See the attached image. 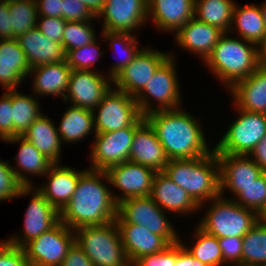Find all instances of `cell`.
I'll use <instances>...</instances> for the list:
<instances>
[{"mask_svg":"<svg viewBox=\"0 0 266 266\" xmlns=\"http://www.w3.org/2000/svg\"><path fill=\"white\" fill-rule=\"evenodd\" d=\"M103 179L110 183L105 170H84L73 196L59 212V221L73 230L114 221L117 203Z\"/></svg>","mask_w":266,"mask_h":266,"instance_id":"1","label":"cell"},{"mask_svg":"<svg viewBox=\"0 0 266 266\" xmlns=\"http://www.w3.org/2000/svg\"><path fill=\"white\" fill-rule=\"evenodd\" d=\"M154 129L169 160L192 159L212 153L200 124L181 108L157 110L144 116Z\"/></svg>","mask_w":266,"mask_h":266,"instance_id":"2","label":"cell"},{"mask_svg":"<svg viewBox=\"0 0 266 266\" xmlns=\"http://www.w3.org/2000/svg\"><path fill=\"white\" fill-rule=\"evenodd\" d=\"M200 206L220 194V166L216 152L192 159H172L163 171Z\"/></svg>","mask_w":266,"mask_h":266,"instance_id":"3","label":"cell"},{"mask_svg":"<svg viewBox=\"0 0 266 266\" xmlns=\"http://www.w3.org/2000/svg\"><path fill=\"white\" fill-rule=\"evenodd\" d=\"M224 33L204 63L219 80L231 89L237 82L247 78L259 66L257 45L229 38ZM228 85V86H227Z\"/></svg>","mask_w":266,"mask_h":266,"instance_id":"4","label":"cell"},{"mask_svg":"<svg viewBox=\"0 0 266 266\" xmlns=\"http://www.w3.org/2000/svg\"><path fill=\"white\" fill-rule=\"evenodd\" d=\"M75 243L94 266H126L129 261L115 220L105 225L75 229Z\"/></svg>","mask_w":266,"mask_h":266,"instance_id":"5","label":"cell"},{"mask_svg":"<svg viewBox=\"0 0 266 266\" xmlns=\"http://www.w3.org/2000/svg\"><path fill=\"white\" fill-rule=\"evenodd\" d=\"M212 201L198 226L217 238L243 237L260 220L255 211L241 206L235 199L226 200L219 195Z\"/></svg>","mask_w":266,"mask_h":266,"instance_id":"6","label":"cell"},{"mask_svg":"<svg viewBox=\"0 0 266 266\" xmlns=\"http://www.w3.org/2000/svg\"><path fill=\"white\" fill-rule=\"evenodd\" d=\"M96 109L99 111L93 110L95 133L140 126L145 121L135 98L117 89L111 88Z\"/></svg>","mask_w":266,"mask_h":266,"instance_id":"7","label":"cell"},{"mask_svg":"<svg viewBox=\"0 0 266 266\" xmlns=\"http://www.w3.org/2000/svg\"><path fill=\"white\" fill-rule=\"evenodd\" d=\"M163 212L150 196L131 197L117 204L115 223L142 225L152 233L162 236L169 244L180 242Z\"/></svg>","mask_w":266,"mask_h":266,"instance_id":"8","label":"cell"},{"mask_svg":"<svg viewBox=\"0 0 266 266\" xmlns=\"http://www.w3.org/2000/svg\"><path fill=\"white\" fill-rule=\"evenodd\" d=\"M237 110L241 114L214 147L216 154L249 155L266 135L265 113Z\"/></svg>","mask_w":266,"mask_h":266,"instance_id":"9","label":"cell"},{"mask_svg":"<svg viewBox=\"0 0 266 266\" xmlns=\"http://www.w3.org/2000/svg\"><path fill=\"white\" fill-rule=\"evenodd\" d=\"M171 55L158 67L145 87L134 97L143 116L157 110L177 109L180 106V90ZM147 95H146V94ZM157 100L158 107L152 108L147 97Z\"/></svg>","mask_w":266,"mask_h":266,"instance_id":"10","label":"cell"},{"mask_svg":"<svg viewBox=\"0 0 266 266\" xmlns=\"http://www.w3.org/2000/svg\"><path fill=\"white\" fill-rule=\"evenodd\" d=\"M73 231L59 221L49 231L26 243L22 248L29 266H61L75 243Z\"/></svg>","mask_w":266,"mask_h":266,"instance_id":"11","label":"cell"},{"mask_svg":"<svg viewBox=\"0 0 266 266\" xmlns=\"http://www.w3.org/2000/svg\"><path fill=\"white\" fill-rule=\"evenodd\" d=\"M139 126H130L107 133H95L91 150L93 170H107L110 166L129 161L134 133Z\"/></svg>","mask_w":266,"mask_h":266,"instance_id":"12","label":"cell"},{"mask_svg":"<svg viewBox=\"0 0 266 266\" xmlns=\"http://www.w3.org/2000/svg\"><path fill=\"white\" fill-rule=\"evenodd\" d=\"M170 56L153 49H142L137 56L113 78L117 90L135 97L148 83L158 67Z\"/></svg>","mask_w":266,"mask_h":266,"instance_id":"13","label":"cell"},{"mask_svg":"<svg viewBox=\"0 0 266 266\" xmlns=\"http://www.w3.org/2000/svg\"><path fill=\"white\" fill-rule=\"evenodd\" d=\"M108 174L110 184L122 191V196H113L118 204L131 197H147L151 195L155 171L145 165L130 161L110 166Z\"/></svg>","mask_w":266,"mask_h":266,"instance_id":"14","label":"cell"},{"mask_svg":"<svg viewBox=\"0 0 266 266\" xmlns=\"http://www.w3.org/2000/svg\"><path fill=\"white\" fill-rule=\"evenodd\" d=\"M101 16H104L103 31L132 33L146 23L148 0H104L96 18Z\"/></svg>","mask_w":266,"mask_h":266,"instance_id":"15","label":"cell"},{"mask_svg":"<svg viewBox=\"0 0 266 266\" xmlns=\"http://www.w3.org/2000/svg\"><path fill=\"white\" fill-rule=\"evenodd\" d=\"M111 89L109 79L93 69L91 71L72 70L68 90L64 97L73 106L94 110ZM69 98V99H68Z\"/></svg>","mask_w":266,"mask_h":266,"instance_id":"16","label":"cell"},{"mask_svg":"<svg viewBox=\"0 0 266 266\" xmlns=\"http://www.w3.org/2000/svg\"><path fill=\"white\" fill-rule=\"evenodd\" d=\"M26 210L24 220V238L15 235L6 240L9 244L22 248L30 240L49 231L59 222V212L36 189Z\"/></svg>","mask_w":266,"mask_h":266,"instance_id":"17","label":"cell"},{"mask_svg":"<svg viewBox=\"0 0 266 266\" xmlns=\"http://www.w3.org/2000/svg\"><path fill=\"white\" fill-rule=\"evenodd\" d=\"M220 166V194L229 189L237 195L263 173L248 155L217 154Z\"/></svg>","mask_w":266,"mask_h":266,"instance_id":"18","label":"cell"},{"mask_svg":"<svg viewBox=\"0 0 266 266\" xmlns=\"http://www.w3.org/2000/svg\"><path fill=\"white\" fill-rule=\"evenodd\" d=\"M129 161L163 172L168 164L164 147L152 126L145 120L134 133Z\"/></svg>","mask_w":266,"mask_h":266,"instance_id":"19","label":"cell"},{"mask_svg":"<svg viewBox=\"0 0 266 266\" xmlns=\"http://www.w3.org/2000/svg\"><path fill=\"white\" fill-rule=\"evenodd\" d=\"M116 225L129 263H134L142 256L161 252L170 245L162 236L152 233L145 226L133 223Z\"/></svg>","mask_w":266,"mask_h":266,"instance_id":"20","label":"cell"},{"mask_svg":"<svg viewBox=\"0 0 266 266\" xmlns=\"http://www.w3.org/2000/svg\"><path fill=\"white\" fill-rule=\"evenodd\" d=\"M30 68L66 61V50L60 43L50 40L35 27L17 38Z\"/></svg>","mask_w":266,"mask_h":266,"instance_id":"21","label":"cell"},{"mask_svg":"<svg viewBox=\"0 0 266 266\" xmlns=\"http://www.w3.org/2000/svg\"><path fill=\"white\" fill-rule=\"evenodd\" d=\"M223 34L217 27L193 17L176 32L175 38L182 48L200 54L205 62Z\"/></svg>","mask_w":266,"mask_h":266,"instance_id":"22","label":"cell"},{"mask_svg":"<svg viewBox=\"0 0 266 266\" xmlns=\"http://www.w3.org/2000/svg\"><path fill=\"white\" fill-rule=\"evenodd\" d=\"M83 172L84 170L77 172L70 167L54 163L45 175H48L49 183L37 190L60 212L73 196Z\"/></svg>","mask_w":266,"mask_h":266,"instance_id":"23","label":"cell"},{"mask_svg":"<svg viewBox=\"0 0 266 266\" xmlns=\"http://www.w3.org/2000/svg\"><path fill=\"white\" fill-rule=\"evenodd\" d=\"M150 197L162 210L178 214H190L200 208L187 191L175 184L164 172L155 173Z\"/></svg>","mask_w":266,"mask_h":266,"instance_id":"24","label":"cell"},{"mask_svg":"<svg viewBox=\"0 0 266 266\" xmlns=\"http://www.w3.org/2000/svg\"><path fill=\"white\" fill-rule=\"evenodd\" d=\"M195 0H148V16L158 29L177 32L194 17Z\"/></svg>","mask_w":266,"mask_h":266,"instance_id":"25","label":"cell"},{"mask_svg":"<svg viewBox=\"0 0 266 266\" xmlns=\"http://www.w3.org/2000/svg\"><path fill=\"white\" fill-rule=\"evenodd\" d=\"M30 69L17 39H0V84L6 90L16 89Z\"/></svg>","mask_w":266,"mask_h":266,"instance_id":"26","label":"cell"},{"mask_svg":"<svg viewBox=\"0 0 266 266\" xmlns=\"http://www.w3.org/2000/svg\"><path fill=\"white\" fill-rule=\"evenodd\" d=\"M229 91L239 109L266 114V67L259 66Z\"/></svg>","mask_w":266,"mask_h":266,"instance_id":"27","label":"cell"},{"mask_svg":"<svg viewBox=\"0 0 266 266\" xmlns=\"http://www.w3.org/2000/svg\"><path fill=\"white\" fill-rule=\"evenodd\" d=\"M35 72L33 83L34 94L66 95L72 69L66 61L40 65L30 69L29 75Z\"/></svg>","mask_w":266,"mask_h":266,"instance_id":"28","label":"cell"},{"mask_svg":"<svg viewBox=\"0 0 266 266\" xmlns=\"http://www.w3.org/2000/svg\"><path fill=\"white\" fill-rule=\"evenodd\" d=\"M21 136L53 163H59L62 141L49 117L41 114Z\"/></svg>","mask_w":266,"mask_h":266,"instance_id":"29","label":"cell"},{"mask_svg":"<svg viewBox=\"0 0 266 266\" xmlns=\"http://www.w3.org/2000/svg\"><path fill=\"white\" fill-rule=\"evenodd\" d=\"M7 141L21 143L17 158H13L17 161L19 170L17 168H13V170L18 180L24 186H32V182L23 173L27 174L28 172V174H39L40 176L46 175L50 167L54 164L22 136H14L5 140V142Z\"/></svg>","mask_w":266,"mask_h":266,"instance_id":"30","label":"cell"},{"mask_svg":"<svg viewBox=\"0 0 266 266\" xmlns=\"http://www.w3.org/2000/svg\"><path fill=\"white\" fill-rule=\"evenodd\" d=\"M60 122L57 131L63 142L76 143L95 129L93 111L73 105L67 109Z\"/></svg>","mask_w":266,"mask_h":266,"instance_id":"31","label":"cell"},{"mask_svg":"<svg viewBox=\"0 0 266 266\" xmlns=\"http://www.w3.org/2000/svg\"><path fill=\"white\" fill-rule=\"evenodd\" d=\"M234 6L233 0H195L194 17L227 33L232 29Z\"/></svg>","mask_w":266,"mask_h":266,"instance_id":"32","label":"cell"},{"mask_svg":"<svg viewBox=\"0 0 266 266\" xmlns=\"http://www.w3.org/2000/svg\"><path fill=\"white\" fill-rule=\"evenodd\" d=\"M233 24L239 31L241 39L258 45L266 33L263 15L260 6L246 5L239 8L235 4L233 9Z\"/></svg>","mask_w":266,"mask_h":266,"instance_id":"33","label":"cell"},{"mask_svg":"<svg viewBox=\"0 0 266 266\" xmlns=\"http://www.w3.org/2000/svg\"><path fill=\"white\" fill-rule=\"evenodd\" d=\"M16 90H12V120L14 136H21L42 113L37 99Z\"/></svg>","mask_w":266,"mask_h":266,"instance_id":"34","label":"cell"},{"mask_svg":"<svg viewBox=\"0 0 266 266\" xmlns=\"http://www.w3.org/2000/svg\"><path fill=\"white\" fill-rule=\"evenodd\" d=\"M266 262V222L259 220L244 236L242 266H258Z\"/></svg>","mask_w":266,"mask_h":266,"instance_id":"35","label":"cell"},{"mask_svg":"<svg viewBox=\"0 0 266 266\" xmlns=\"http://www.w3.org/2000/svg\"><path fill=\"white\" fill-rule=\"evenodd\" d=\"M196 228L195 240L197 239V242L191 249H186L194 258L200 260L207 266L224 265L218 238L205 232L199 226Z\"/></svg>","mask_w":266,"mask_h":266,"instance_id":"36","label":"cell"},{"mask_svg":"<svg viewBox=\"0 0 266 266\" xmlns=\"http://www.w3.org/2000/svg\"><path fill=\"white\" fill-rule=\"evenodd\" d=\"M8 6L13 38H17L37 26L39 15L35 0L14 1L10 2Z\"/></svg>","mask_w":266,"mask_h":266,"instance_id":"37","label":"cell"},{"mask_svg":"<svg viewBox=\"0 0 266 266\" xmlns=\"http://www.w3.org/2000/svg\"><path fill=\"white\" fill-rule=\"evenodd\" d=\"M103 36L108 41H111L112 49H121L125 54L124 58L122 57L121 60H119L117 63H114V66L112 65V69H110V80L111 84L113 82V78L116 77L136 56L137 54L142 50L138 49L137 47V40L134 37V35H131L130 32H109V31H102ZM116 46L118 48H116ZM119 53V52H117Z\"/></svg>","mask_w":266,"mask_h":266,"instance_id":"38","label":"cell"},{"mask_svg":"<svg viewBox=\"0 0 266 266\" xmlns=\"http://www.w3.org/2000/svg\"><path fill=\"white\" fill-rule=\"evenodd\" d=\"M236 196V203L261 216L266 210V172H263L255 182L241 187V192Z\"/></svg>","mask_w":266,"mask_h":266,"instance_id":"39","label":"cell"},{"mask_svg":"<svg viewBox=\"0 0 266 266\" xmlns=\"http://www.w3.org/2000/svg\"><path fill=\"white\" fill-rule=\"evenodd\" d=\"M94 28L89 21H66L62 45L66 52L83 47L96 40Z\"/></svg>","mask_w":266,"mask_h":266,"instance_id":"40","label":"cell"},{"mask_svg":"<svg viewBox=\"0 0 266 266\" xmlns=\"http://www.w3.org/2000/svg\"><path fill=\"white\" fill-rule=\"evenodd\" d=\"M9 162L0 161V200H9L27 195L33 190L32 186H24L16 177Z\"/></svg>","mask_w":266,"mask_h":266,"instance_id":"41","label":"cell"},{"mask_svg":"<svg viewBox=\"0 0 266 266\" xmlns=\"http://www.w3.org/2000/svg\"><path fill=\"white\" fill-rule=\"evenodd\" d=\"M97 44L94 40L83 47L68 50L66 54L68 66L72 70L91 71L93 64L102 55Z\"/></svg>","mask_w":266,"mask_h":266,"instance_id":"42","label":"cell"},{"mask_svg":"<svg viewBox=\"0 0 266 266\" xmlns=\"http://www.w3.org/2000/svg\"><path fill=\"white\" fill-rule=\"evenodd\" d=\"M0 98V138L5 141L14 137L12 120V90H6Z\"/></svg>","mask_w":266,"mask_h":266,"instance_id":"43","label":"cell"},{"mask_svg":"<svg viewBox=\"0 0 266 266\" xmlns=\"http://www.w3.org/2000/svg\"><path fill=\"white\" fill-rule=\"evenodd\" d=\"M175 262L176 243H173L161 252L140 257L134 264L135 266H174Z\"/></svg>","mask_w":266,"mask_h":266,"instance_id":"44","label":"cell"},{"mask_svg":"<svg viewBox=\"0 0 266 266\" xmlns=\"http://www.w3.org/2000/svg\"><path fill=\"white\" fill-rule=\"evenodd\" d=\"M218 241L224 263L236 262V266H242L243 237H223L218 238Z\"/></svg>","mask_w":266,"mask_h":266,"instance_id":"45","label":"cell"},{"mask_svg":"<svg viewBox=\"0 0 266 266\" xmlns=\"http://www.w3.org/2000/svg\"><path fill=\"white\" fill-rule=\"evenodd\" d=\"M62 19L66 21H90L96 17L79 0H62Z\"/></svg>","mask_w":266,"mask_h":266,"instance_id":"46","label":"cell"},{"mask_svg":"<svg viewBox=\"0 0 266 266\" xmlns=\"http://www.w3.org/2000/svg\"><path fill=\"white\" fill-rule=\"evenodd\" d=\"M40 22L37 23V28L41 33L50 40L62 44V37L66 20L58 17L40 16Z\"/></svg>","mask_w":266,"mask_h":266,"instance_id":"47","label":"cell"},{"mask_svg":"<svg viewBox=\"0 0 266 266\" xmlns=\"http://www.w3.org/2000/svg\"><path fill=\"white\" fill-rule=\"evenodd\" d=\"M0 266H29L23 248L0 242Z\"/></svg>","mask_w":266,"mask_h":266,"instance_id":"48","label":"cell"},{"mask_svg":"<svg viewBox=\"0 0 266 266\" xmlns=\"http://www.w3.org/2000/svg\"><path fill=\"white\" fill-rule=\"evenodd\" d=\"M61 266H94L85 252L74 243L65 256Z\"/></svg>","mask_w":266,"mask_h":266,"instance_id":"49","label":"cell"},{"mask_svg":"<svg viewBox=\"0 0 266 266\" xmlns=\"http://www.w3.org/2000/svg\"><path fill=\"white\" fill-rule=\"evenodd\" d=\"M38 15L62 18V0H35Z\"/></svg>","mask_w":266,"mask_h":266,"instance_id":"50","label":"cell"},{"mask_svg":"<svg viewBox=\"0 0 266 266\" xmlns=\"http://www.w3.org/2000/svg\"><path fill=\"white\" fill-rule=\"evenodd\" d=\"M8 2L0 1V39H13Z\"/></svg>","mask_w":266,"mask_h":266,"instance_id":"51","label":"cell"},{"mask_svg":"<svg viewBox=\"0 0 266 266\" xmlns=\"http://www.w3.org/2000/svg\"><path fill=\"white\" fill-rule=\"evenodd\" d=\"M174 266H207L194 258L181 241L176 243V262Z\"/></svg>","mask_w":266,"mask_h":266,"instance_id":"52","label":"cell"},{"mask_svg":"<svg viewBox=\"0 0 266 266\" xmlns=\"http://www.w3.org/2000/svg\"><path fill=\"white\" fill-rule=\"evenodd\" d=\"M248 156H253L254 159L252 158V160L263 172H266V135L260 140Z\"/></svg>","mask_w":266,"mask_h":266,"instance_id":"53","label":"cell"},{"mask_svg":"<svg viewBox=\"0 0 266 266\" xmlns=\"http://www.w3.org/2000/svg\"><path fill=\"white\" fill-rule=\"evenodd\" d=\"M84 3L91 13L96 17L101 11L104 0H79Z\"/></svg>","mask_w":266,"mask_h":266,"instance_id":"54","label":"cell"},{"mask_svg":"<svg viewBox=\"0 0 266 266\" xmlns=\"http://www.w3.org/2000/svg\"><path fill=\"white\" fill-rule=\"evenodd\" d=\"M257 46H259L257 47V50H258V59L260 66L266 67V33L263 36L261 42Z\"/></svg>","mask_w":266,"mask_h":266,"instance_id":"55","label":"cell"},{"mask_svg":"<svg viewBox=\"0 0 266 266\" xmlns=\"http://www.w3.org/2000/svg\"><path fill=\"white\" fill-rule=\"evenodd\" d=\"M260 7H261L262 15H263L265 28H266V1H265V3H263V5H260Z\"/></svg>","mask_w":266,"mask_h":266,"instance_id":"56","label":"cell"},{"mask_svg":"<svg viewBox=\"0 0 266 266\" xmlns=\"http://www.w3.org/2000/svg\"><path fill=\"white\" fill-rule=\"evenodd\" d=\"M260 220L262 222H266V210L263 212V214L260 216Z\"/></svg>","mask_w":266,"mask_h":266,"instance_id":"57","label":"cell"},{"mask_svg":"<svg viewBox=\"0 0 266 266\" xmlns=\"http://www.w3.org/2000/svg\"><path fill=\"white\" fill-rule=\"evenodd\" d=\"M2 1H6V2L10 3V2L20 1V0H2Z\"/></svg>","mask_w":266,"mask_h":266,"instance_id":"58","label":"cell"},{"mask_svg":"<svg viewBox=\"0 0 266 266\" xmlns=\"http://www.w3.org/2000/svg\"><path fill=\"white\" fill-rule=\"evenodd\" d=\"M126 266H135L134 263H128Z\"/></svg>","mask_w":266,"mask_h":266,"instance_id":"59","label":"cell"},{"mask_svg":"<svg viewBox=\"0 0 266 266\" xmlns=\"http://www.w3.org/2000/svg\"><path fill=\"white\" fill-rule=\"evenodd\" d=\"M258 266H266V262H264V263H261L260 265H258Z\"/></svg>","mask_w":266,"mask_h":266,"instance_id":"60","label":"cell"}]
</instances>
